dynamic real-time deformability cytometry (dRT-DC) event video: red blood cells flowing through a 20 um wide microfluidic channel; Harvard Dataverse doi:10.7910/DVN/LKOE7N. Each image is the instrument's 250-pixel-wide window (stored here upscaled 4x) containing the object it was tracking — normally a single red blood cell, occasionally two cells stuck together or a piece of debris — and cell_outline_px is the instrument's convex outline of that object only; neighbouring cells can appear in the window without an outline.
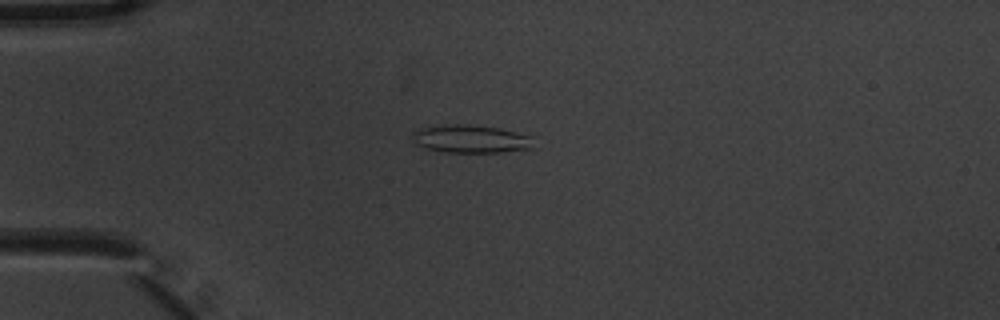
{"species": "common noctule bat (a hibernating species)", "species_latin": "Nyctalus noctula", "temperature_condition": "warm", "stored_images_in_passage": 4, "camera_frame_rate_fps": 3000, "um_per_image_px": 0.085, "animal": {"sex": "male", "body_mass_g": 20.1, "forearm_length_mm": 53.5}, "frame": {"image": 1, "passage_image": 1, "time_ms": 0.0, "image_size_px": [1000, 320], "cell_outline_px": [[532, 148], [500, 152], [444, 152], [428, 148], [416, 144], [412, 140], [412, 132], [420, 128], [444, 124], [468, 124], [496, 128], [532, 136]], "centroid_in_image_um": [39.97, 11.8], "position_along_channel_um": 45.0, "area_um2": 19.59}}
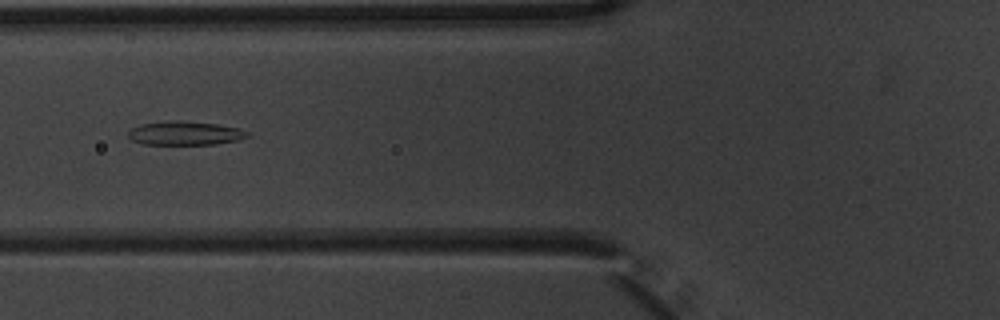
{"frame": {"image": 2, "passage_image": 3, "time_ms": 0.667, "image_size_px": [1000, 320], "cell_outline_px": [[252, 136], [240, 140], [216, 144], [144, 144], [132, 140], [128, 136], [128, 132], [132, 128], [140, 124], [172, 120], [176, 120], [220, 124], [240, 128], [248, 132]], "centroid_in_image_um": [15.79, 11.32], "position_along_channel_um": 110.0, "area_um2": 16.7}}
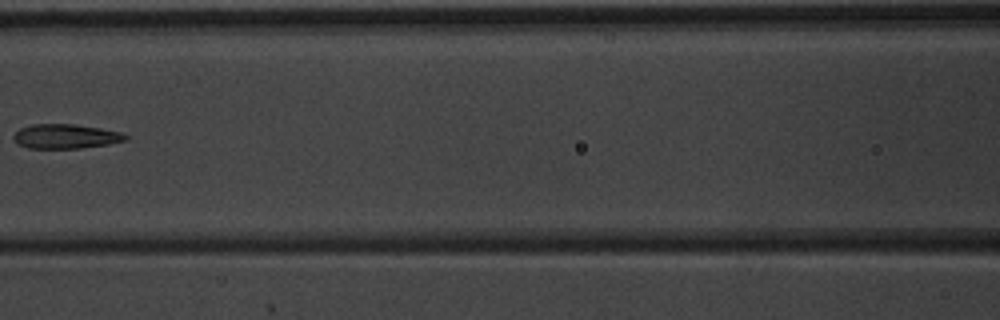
{"frame": {"image": 3, "passage_image": 4, "time_ms": 1.0, "image_size_px": [1000, 320], "cell_outline_px": [[128, 140], [108, 144], [80, 148], [28, 148], [16, 144], [12, 136], [20, 128], [32, 124], [76, 124], [100, 128], [120, 132], [128, 136]], "centroid_in_image_um": [5.56, 11.59], "position_along_channel_um": 161.0, "area_um2": 16.01}}